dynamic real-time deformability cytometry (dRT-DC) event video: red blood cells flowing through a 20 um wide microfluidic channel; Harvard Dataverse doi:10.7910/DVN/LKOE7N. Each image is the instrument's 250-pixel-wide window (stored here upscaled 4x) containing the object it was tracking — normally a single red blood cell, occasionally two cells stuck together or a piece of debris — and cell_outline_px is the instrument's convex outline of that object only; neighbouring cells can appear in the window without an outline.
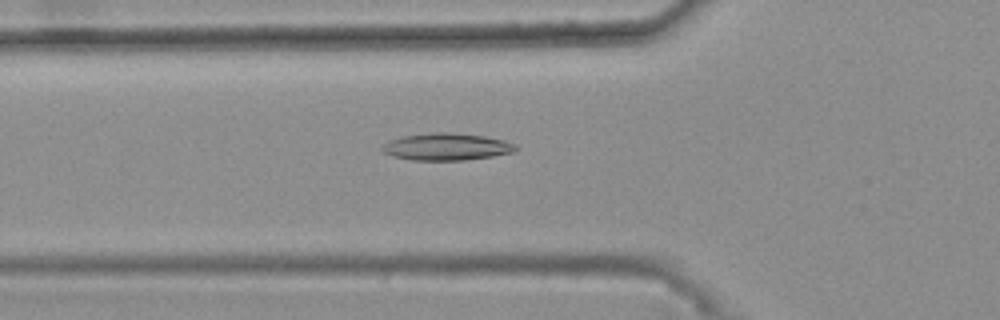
{"species": "common noctule bat (a hibernating species)", "species_latin": "Nyctalus noctula", "temperature_condition": "warm", "stored_images_in_passage": 49, "camera_frame_rate_fps": 3000, "um_per_image_px": 0.085, "animal": {"sex": "female", "body_mass_g": 25.1}, "frame": {"image": 1, "passage_image": 19, "time_ms": 6.0, "image_size_px": [1000, 320], "cell_outline_px": [[520, 148], [512, 152], [492, 156], [464, 160], [412, 160], [392, 156], [384, 152], [380, 148], [384, 144], [400, 136], [432, 132], [444, 132], [484, 136], [504, 140], [516, 144]], "centroid_in_image_um": [37.96, 12.47], "position_along_channel_um": 87.8, "area_um2": 21.04}}
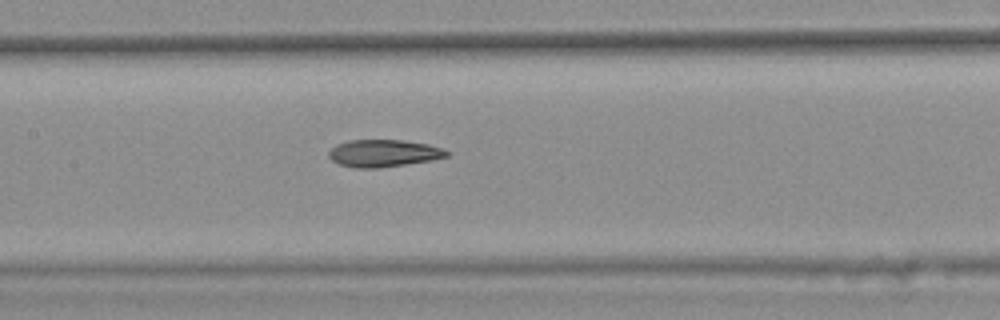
{"frame": {"image": 2, "passage_image": 26, "time_ms": 8.333, "image_size_px": [1000, 320], "cell_outline_px": [[448, 156], [432, 160], [380, 168], [352, 168], [340, 164], [332, 160], [328, 156], [328, 152], [336, 144], [348, 140], [404, 140], [428, 144], [440, 148], [448, 152]], "centroid_in_image_um": [32.56, 13.03], "position_along_channel_um": 174.8, "area_um2": 18.73}}
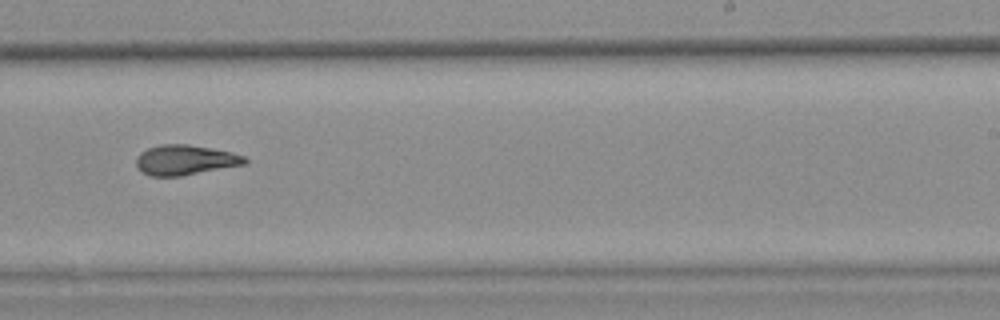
{"frame": {"image": 3, "passage_image": 34, "time_ms": 11.0, "image_size_px": [1000, 320], "cell_outline_px": [[248, 160], [244, 164], [180, 176], [148, 176], [140, 172], [136, 168], [136, 156], [140, 152], [148, 148], [160, 144], [188, 144], [232, 152], [244, 156]], "centroid_in_image_um": [15.67, 13.6], "position_along_channel_um": 273.3, "area_um2": 19.07}, "authors_computed_cell_mechanics": {"area_um2": 19.1318, "velocity_mm_per_s": 3.7059, "shape_relaxation_time_tau1_ms": null, "shape_relaxation_time_tau2_ms": 3.2895, "deformation_change_tau1": null, "deformation_change_tau2": 0.1108}}